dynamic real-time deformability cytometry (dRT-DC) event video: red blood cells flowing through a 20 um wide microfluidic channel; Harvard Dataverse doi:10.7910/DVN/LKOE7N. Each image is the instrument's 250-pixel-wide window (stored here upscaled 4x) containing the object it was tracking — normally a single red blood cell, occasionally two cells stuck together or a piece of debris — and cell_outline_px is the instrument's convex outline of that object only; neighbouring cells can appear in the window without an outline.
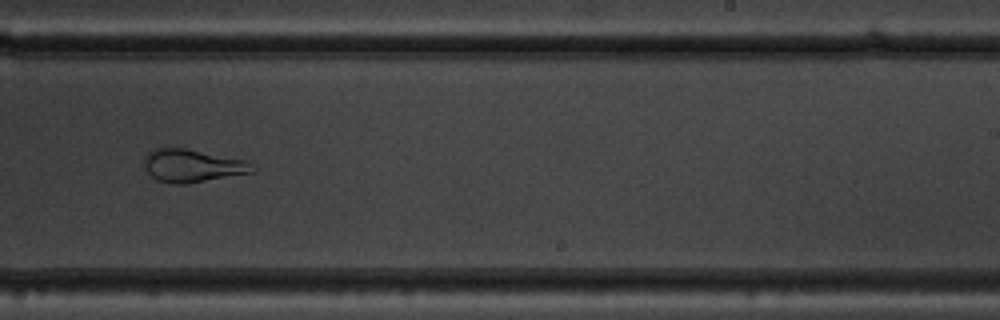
{"species": "common noctule bat (a hibernating species)", "species_latin": "Nyctalus noctula", "temperature_condition": "warm", "stored_images_in_passage": 52, "camera_frame_rate_fps": 3000, "um_per_image_px": 0.085, "animal": {"sex": "male", "body_mass_g": 19.5, "forearm_length_mm": 54.6}, "frame": {"image": 1, "passage_image": 32, "time_ms": 10.333, "image_size_px": [1000, 320], "cell_outline_px": [[256, 172], [188, 184], [172, 184], [156, 180], [144, 168], [144, 156], [152, 148], [184, 148], [248, 160], [256, 168]], "centroid_in_image_um": [16.38, 14.09], "position_along_channel_um": 272.6, "area_um2": 21.15}}
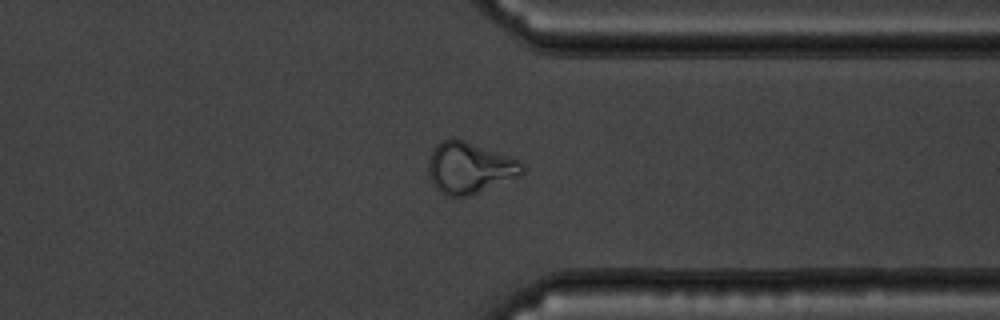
{"frame": {"image": 2, "passage_image": 40, "time_ms": 13.0, "image_size_px": [1000, 320], "cell_outline_px": [[524, 172], [520, 176], [468, 196], [444, 196], [436, 188], [432, 180], [428, 168], [428, 160], [436, 144], [444, 140], [464, 140], [520, 160], [524, 164]], "centroid_in_image_um": [39.93, 14.28], "position_along_channel_um": 371.5, "area_um2": 27.74}}
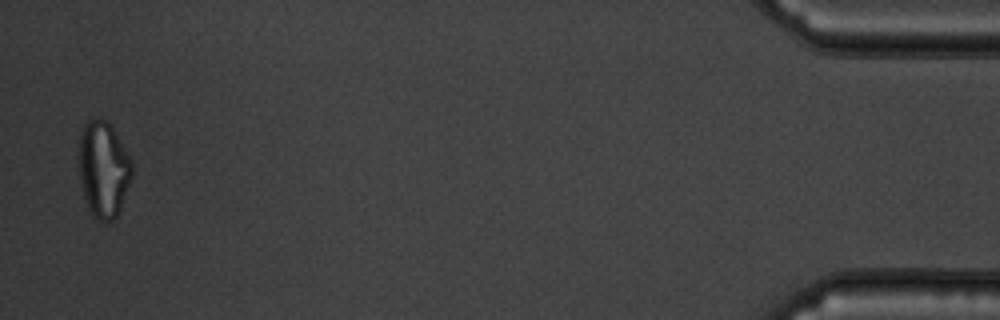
{"frame": {"image": 3, "passage_image": 51, "time_ms": 16.667, "image_size_px": [1000, 320], "cell_outline_px": [[132, 176], [120, 208], [116, 216], [112, 220], [96, 220], [92, 216], [84, 200], [76, 168], [76, 156], [80, 128], [92, 116], [108, 120], [112, 124], [132, 160]], "centroid_in_image_um": [8.72, 14.3], "position_along_channel_um": 426.5, "area_um2": 31.1}}